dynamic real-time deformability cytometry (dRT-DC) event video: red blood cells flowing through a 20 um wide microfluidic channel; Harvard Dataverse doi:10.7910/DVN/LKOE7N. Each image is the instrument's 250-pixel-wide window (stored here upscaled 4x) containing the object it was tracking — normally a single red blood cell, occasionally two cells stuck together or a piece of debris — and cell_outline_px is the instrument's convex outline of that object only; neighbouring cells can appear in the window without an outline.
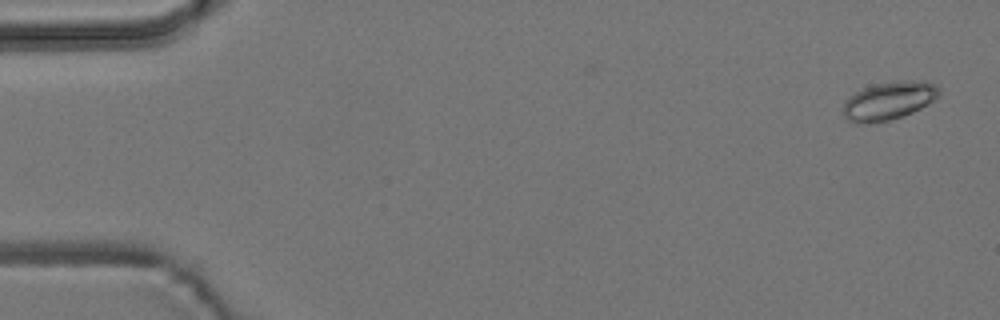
{"species": "common noctule bat (a hibernating species)", "species_latin": "Nyctalus noctula", "temperature_condition": "room temperature", "stored_images_in_passage": 9, "camera_frame_rate_fps": 3000, "um_per_image_px": 0.085, "animal": {"sex": "male", "body_mass_g": 19.2, "forearm_length_mm": 51.8}, "frame": {"image": 1, "passage_image": 1, "time_ms": 0.0, "image_size_px": [1000, 320], "cell_outline_px": [[940, 96], [920, 108], [912, 112], [888, 120], [868, 124], [856, 124], [848, 120], [844, 116], [844, 100], [856, 92], [864, 88], [876, 84], [896, 80], [924, 80], [936, 84], [940, 92]], "centroid_in_image_um": [75.55, 8.55], "position_along_channel_um": 9.4, "area_um2": 21.39}}
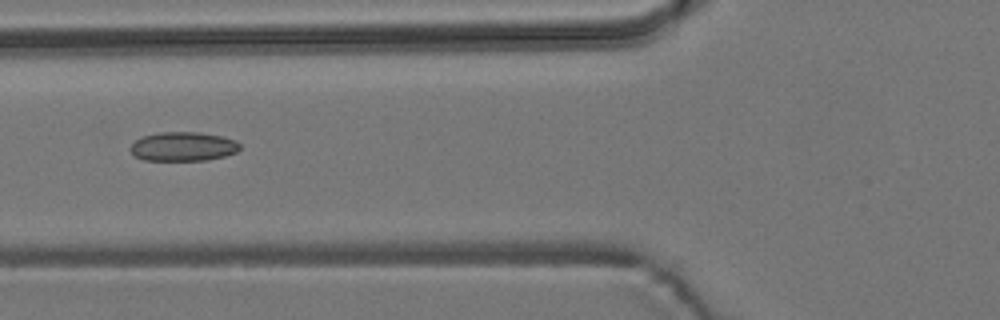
{"frame": {"image": 2, "passage_image": 6, "time_ms": 6.0, "image_size_px": [1000, 320], "cell_outline_px": [[240, 148], [236, 152], [224, 156], [208, 160], [144, 160], [132, 156], [132, 144], [136, 140], [144, 136], [160, 132], [200, 132], [224, 136], [236, 140], [240, 144]], "centroid_in_image_um": [15.6, 12.45], "position_along_channel_um": 110.2, "area_um2": 18.61}}
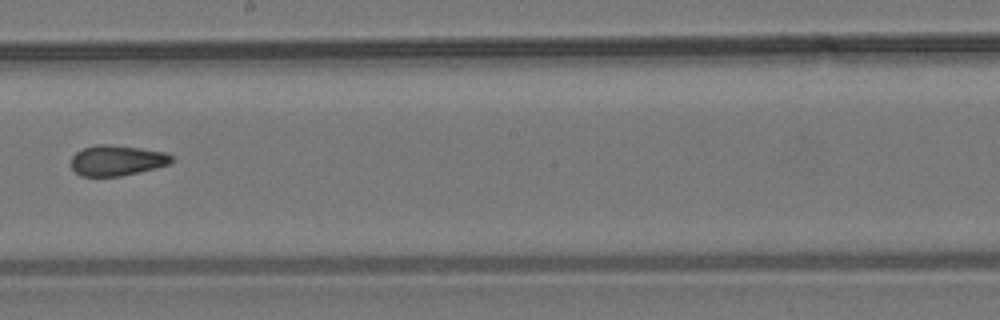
{"frame": {"image": 3, "passage_image": 9, "time_ms": 9.333, "image_size_px": [1000, 320], "cell_outline_px": [[172, 160], [168, 164], [156, 168], [120, 176], [80, 176], [72, 168], [72, 156], [76, 152], [84, 148], [100, 144], [108, 144], [140, 148], [164, 152], [172, 156]], "centroid_in_image_um": [9.92, 13.64], "position_along_channel_um": 238.3, "area_um2": 17.63}}